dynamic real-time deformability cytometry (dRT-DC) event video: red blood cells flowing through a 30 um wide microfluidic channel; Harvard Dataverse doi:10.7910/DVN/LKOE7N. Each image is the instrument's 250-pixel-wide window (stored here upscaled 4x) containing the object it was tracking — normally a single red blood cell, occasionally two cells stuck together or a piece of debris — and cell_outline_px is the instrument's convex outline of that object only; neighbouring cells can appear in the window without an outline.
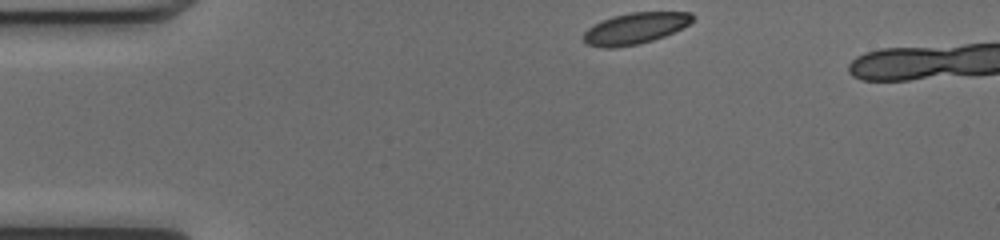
{"species": "common noctule bat (a hibernating species)", "species_latin": "Nyctalus noctula", "temperature_condition": "cold", "stored_images_in_passage": 4, "camera_frame_rate_fps": 3000, "um_per_image_px": 0.085, "animal": {"sex": "female", "body_mass_g": 17.0, "forearm_length_mm": 48.0}, "frame": {"image": 1, "passage_image": 1, "time_ms": 0.0, "image_size_px": [1000, 240], "cell_outline_px": [[696, 16], [688, 24], [664, 36], [640, 44], [612, 48], [604, 48], [588, 44], [584, 40], [584, 32], [588, 28], [612, 16], [632, 12], [692, 12]], "centroid_in_image_um": [54.0, 2.4], "position_along_channel_um": 31.0, "area_um2": 19.59}}